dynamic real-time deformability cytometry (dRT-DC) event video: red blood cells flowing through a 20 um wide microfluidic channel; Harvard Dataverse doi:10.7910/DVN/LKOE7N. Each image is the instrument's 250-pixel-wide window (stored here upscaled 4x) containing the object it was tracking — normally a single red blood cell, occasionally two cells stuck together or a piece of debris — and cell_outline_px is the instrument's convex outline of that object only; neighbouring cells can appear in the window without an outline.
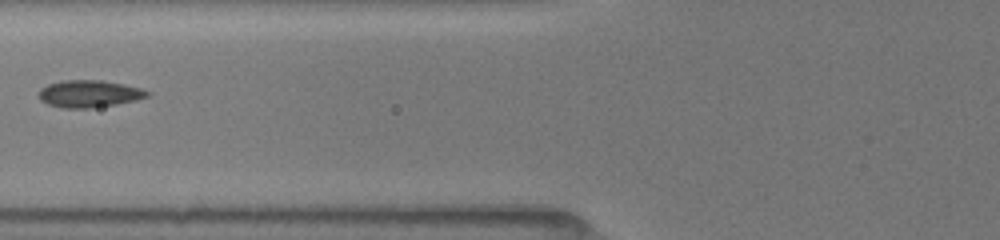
{"species": "common noctule bat (a hibernating species)", "species_latin": "Nyctalus noctula", "temperature_condition": "room temperature", "stored_images_in_passage": 8, "camera_frame_rate_fps": 3000, "um_per_image_px": 0.085, "animal": {"sex": "female", "body_mass_g": 19.5, "forearm_length_mm": 54.1}, "frame": {"image": 1, "passage_image": 5, "time_ms": 2.333, "image_size_px": [1000, 240], "cell_outline_px": [[152, 92], [148, 96], [136, 100], [116, 104], [88, 108], [64, 108], [48, 104], [40, 100], [40, 88], [48, 84], [60, 80], [100, 80], [124, 84], [140, 88]], "centroid_in_image_um": [7.58, 7.96], "position_along_channel_um": 118.2, "area_um2": 17.11}}
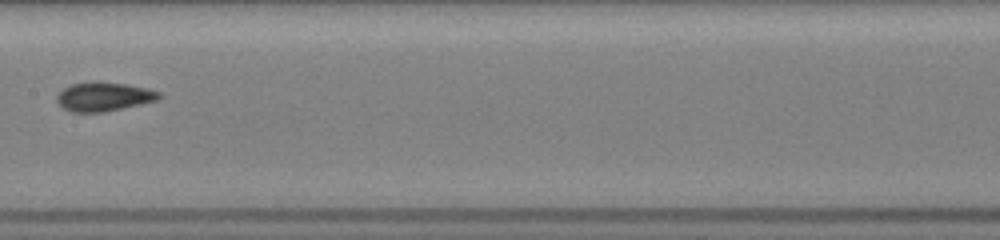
{"frame": {"image": 2, "passage_image": 7, "time_ms": 4.333, "image_size_px": [1000, 240], "cell_outline_px": [[164, 96], [156, 100], [140, 104], [104, 112], [72, 112], [64, 108], [56, 100], [56, 96], [64, 88], [72, 84], [124, 84], [148, 88], [160, 92]], "centroid_in_image_um": [8.86, 8.25], "position_along_channel_um": 198.5, "area_um2": 16.53}}
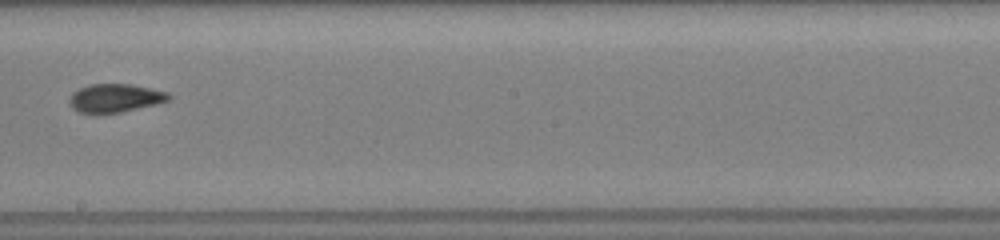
{"frame": {"image": 3, "passage_image": 8, "time_ms": 5.333, "image_size_px": [1000, 240], "cell_outline_px": [[172, 96], [168, 100], [156, 104], [120, 112], [96, 116], [92, 116], [76, 112], [72, 108], [68, 100], [72, 92], [88, 84], [132, 84], [168, 92]], "centroid_in_image_um": [9.71, 8.37], "position_along_channel_um": 238.5, "area_um2": 16.99}}